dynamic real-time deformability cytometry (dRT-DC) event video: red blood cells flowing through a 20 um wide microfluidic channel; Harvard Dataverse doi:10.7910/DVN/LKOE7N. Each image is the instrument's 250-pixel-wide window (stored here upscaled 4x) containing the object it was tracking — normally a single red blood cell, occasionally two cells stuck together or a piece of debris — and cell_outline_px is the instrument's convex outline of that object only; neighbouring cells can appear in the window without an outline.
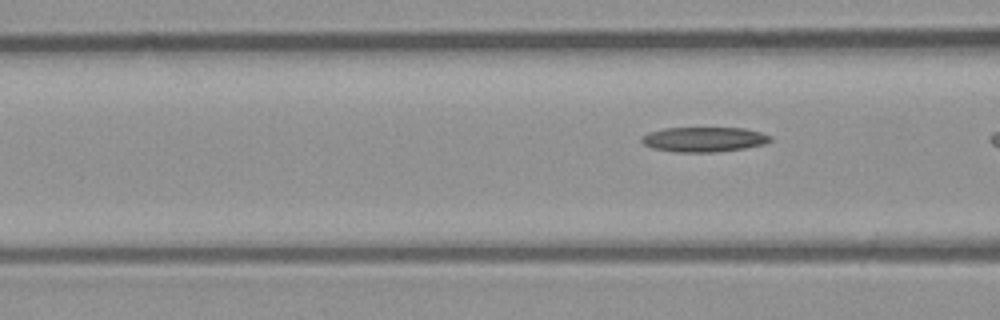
{"species": "common noctule bat (a hibernating species)", "species_latin": "Nyctalus noctula", "temperature_condition": "room temperature", "stored_images_in_passage": 9, "camera_frame_rate_fps": 3000, "um_per_image_px": 0.085, "animal": {"sex": "male", "body_mass_g": 23.1, "forearm_length_mm": 52.7}, "frame": {"image": 1, "passage_image": 9, "time_ms": 2.667, "image_size_px": [1000, 320], "cell_outline_px": [[772, 140], [764, 144], [744, 148], [716, 152], [676, 152], [652, 148], [644, 144], [640, 140], [640, 136], [648, 132], [664, 128], [744, 128], [760, 132], [772, 136]], "centroid_in_image_um": [59.81, 11.84], "position_along_channel_um": 106.8, "area_um2": 18.73}}